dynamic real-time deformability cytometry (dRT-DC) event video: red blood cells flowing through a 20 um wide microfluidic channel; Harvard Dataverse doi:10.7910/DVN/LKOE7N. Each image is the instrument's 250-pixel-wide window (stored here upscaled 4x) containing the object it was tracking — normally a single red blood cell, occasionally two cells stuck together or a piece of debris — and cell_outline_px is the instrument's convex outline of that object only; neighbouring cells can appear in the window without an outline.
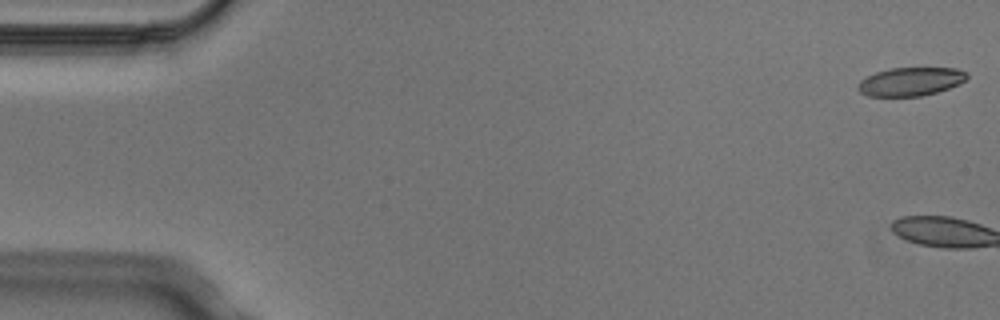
{"species": "Egyptian fruit bat (a non-hibernating species)", "species_latin": "Rousettus aegyptiacus", "temperature_condition": "cold", "stored_images_in_passage": 6, "camera_frame_rate_fps": 3000, "um_per_image_px": 0.085, "animal": {"sex": "male"}, "frame": {"image": 1, "passage_image": 1, "time_ms": 0.0, "image_size_px": [1000, 320], "cell_outline_px": [[968, 76], [964, 80], [948, 88], [936, 92], [920, 96], [868, 96], [860, 92], [856, 88], [856, 84], [860, 80], [876, 72], [888, 68], [956, 68], [968, 72]], "centroid_in_image_um": [77.35, 6.93], "position_along_channel_um": 7.6, "area_um2": 18.03}}
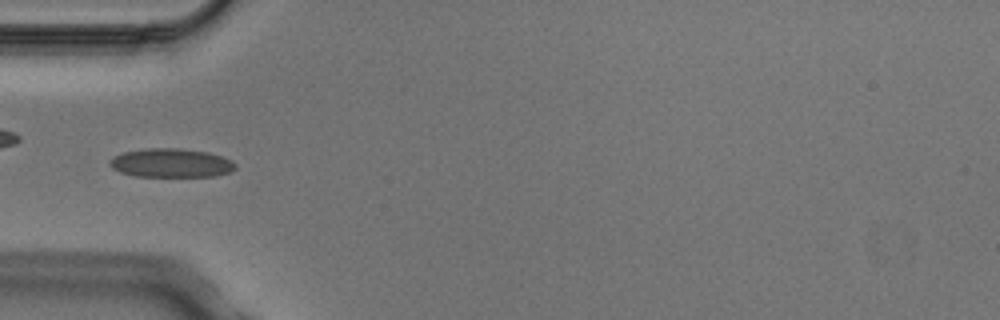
{"frame": {"image": 2, "passage_image": 6, "time_ms": 1.667, "image_size_px": [1000, 320], "cell_outline_px": [[236, 168], [232, 172], [216, 176], [136, 176], [120, 172], [112, 168], [108, 164], [108, 160], [112, 156], [124, 152], [148, 148], [176, 148], [208, 152], [232, 160], [236, 164]], "centroid_in_image_um": [14.54, 13.85], "position_along_channel_um": 70.5, "area_um2": 21.21}}